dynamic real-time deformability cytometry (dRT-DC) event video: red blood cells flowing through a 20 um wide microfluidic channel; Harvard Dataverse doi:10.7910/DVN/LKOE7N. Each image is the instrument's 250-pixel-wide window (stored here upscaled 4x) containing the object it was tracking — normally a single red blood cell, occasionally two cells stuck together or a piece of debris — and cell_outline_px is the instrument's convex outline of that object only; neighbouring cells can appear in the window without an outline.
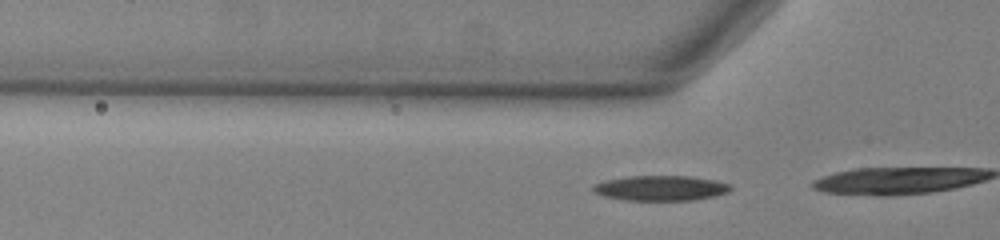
{"species": "common noctule bat (a hibernating species)", "species_latin": "Nyctalus noctula", "temperature_condition": "warm", "stored_images_in_passage": 9, "camera_frame_rate_fps": 3000, "um_per_image_px": 0.085, "animal": {"sex": "male", "body_mass_g": 13.0, "forearm_length_mm": 53.1}, "frame": {"image": 1, "passage_image": 7, "time_ms": 2.0, "image_size_px": [1000, 240], "cell_outline_px": [[732, 188], [728, 192], [716, 196], [692, 200], [628, 200], [604, 196], [592, 192], [592, 184], [604, 180], [628, 176], [692, 176], [716, 180], [732, 184]], "centroid_in_image_um": [56.17, 15.98], "position_along_channel_um": 69.6, "area_um2": 20.35}}